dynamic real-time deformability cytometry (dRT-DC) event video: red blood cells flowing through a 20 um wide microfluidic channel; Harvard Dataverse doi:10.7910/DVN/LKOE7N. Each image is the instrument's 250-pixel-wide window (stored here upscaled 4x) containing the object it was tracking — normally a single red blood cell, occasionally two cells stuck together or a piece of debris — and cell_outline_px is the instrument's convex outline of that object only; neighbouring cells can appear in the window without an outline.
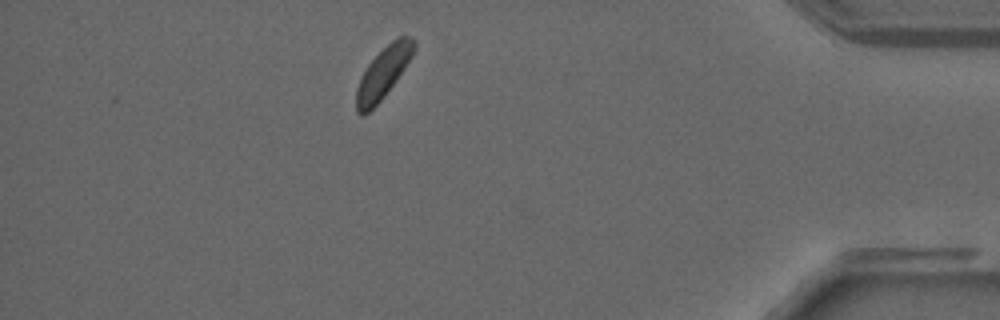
{"species": "common noctule bat (a hibernating species)", "species_latin": "Nyctalus noctula", "temperature_condition": "warm", "stored_images_in_passage": 34, "camera_frame_rate_fps": 3000, "um_per_image_px": 0.085, "animal": {"sex": "male", "forearm_length_mm": 52.5}, "frame": {"image": 1, "passage_image": 34, "time_ms": 11.0, "image_size_px": [1000, 320], "cell_outline_px": [[416, 48], [412, 56], [396, 80], [380, 100], [364, 116], [360, 116], [356, 112], [356, 88], [368, 64], [392, 40], [400, 36], [408, 36], [416, 40]], "centroid_in_image_um": [32.58, 6.19], "position_along_channel_um": 402.6, "area_um2": 16.82}}